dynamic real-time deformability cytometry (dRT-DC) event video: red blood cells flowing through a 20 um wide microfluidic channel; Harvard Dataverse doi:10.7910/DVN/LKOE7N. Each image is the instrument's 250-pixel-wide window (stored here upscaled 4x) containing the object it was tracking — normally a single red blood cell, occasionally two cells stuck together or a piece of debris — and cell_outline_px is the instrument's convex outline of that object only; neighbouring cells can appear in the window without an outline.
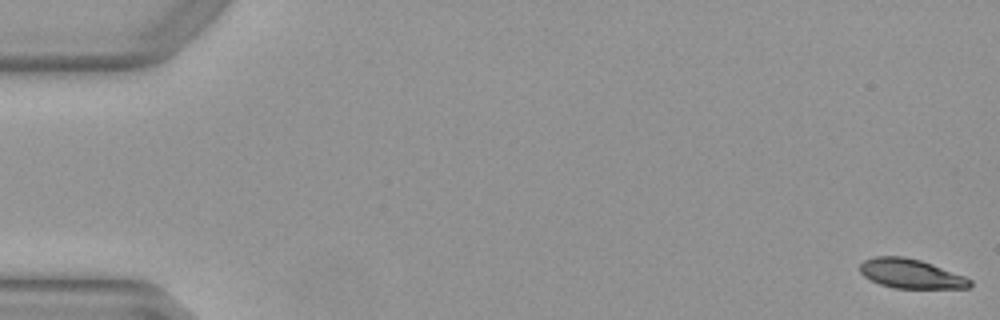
{"species": "Egyptian fruit bat (a non-hibernating species)", "species_latin": "Rousettus aegyptiacus", "temperature_condition": "warm", "stored_images_in_passage": 3, "camera_frame_rate_fps": 3000, "um_per_image_px": 0.085, "animal": {"sex": "female"}, "frame": {"image": 1, "passage_image": 1, "time_ms": 0.0, "image_size_px": [1000, 320], "cell_outline_px": [[972, 284], [968, 288], [896, 288], [880, 284], [864, 276], [860, 272], [860, 264], [864, 260], [872, 256], [904, 256], [920, 260], [932, 264], [964, 276], [972, 280]], "centroid_in_image_um": [77.41, 23.25], "position_along_channel_um": 7.6, "area_um2": 18.73}}